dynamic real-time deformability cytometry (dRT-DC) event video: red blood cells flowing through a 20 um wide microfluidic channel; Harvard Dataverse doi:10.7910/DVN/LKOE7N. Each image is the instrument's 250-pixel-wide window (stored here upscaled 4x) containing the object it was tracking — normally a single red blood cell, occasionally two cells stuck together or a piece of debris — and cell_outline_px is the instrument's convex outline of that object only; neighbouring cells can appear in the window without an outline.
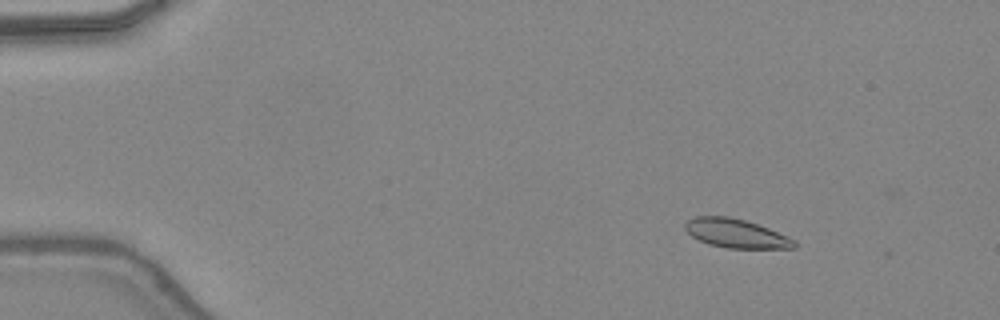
{"species": "common noctule bat (a hibernating species)", "species_latin": "Nyctalus noctula", "temperature_condition": "warm", "stored_images_in_passage": 47, "camera_frame_rate_fps": 3000, "um_per_image_px": 0.085, "animal": {"sex": "female", "body_mass_g": 24.6, "forearm_length_mm": 56.2}, "frame": {"image": 1, "passage_image": 6, "time_ms": 1.667, "image_size_px": [1000, 320], "cell_outline_px": [[796, 248], [728, 248], [708, 244], [692, 236], [684, 228], [684, 224], [688, 220], [696, 216], [728, 216], [744, 220], [768, 228], [788, 236], [796, 240]], "centroid_in_image_um": [62.57, 19.84], "position_along_channel_um": 22.4, "area_um2": 18.26}}
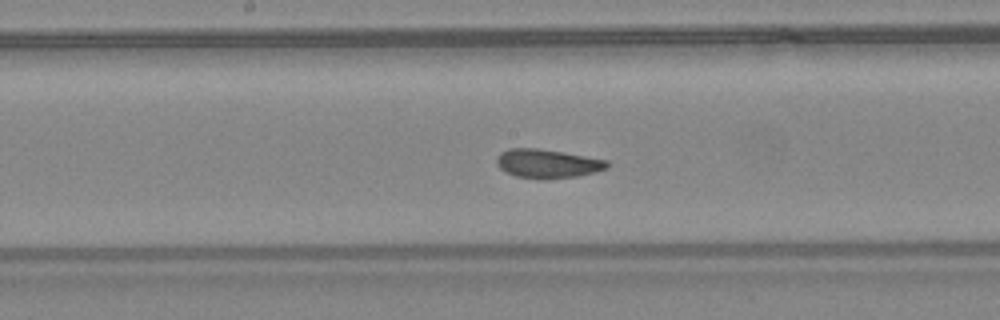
{"frame": {"image": 2, "passage_image": 25, "time_ms": 8.0, "image_size_px": [1000, 320], "cell_outline_px": [[612, 164], [608, 168], [596, 172], [576, 176], [516, 176], [504, 172], [496, 164], [496, 156], [500, 152], [508, 148], [536, 148], [564, 152], [608, 160]], "centroid_in_image_um": [46.54, 13.85], "position_along_channel_um": 201.7, "area_um2": 18.09}}
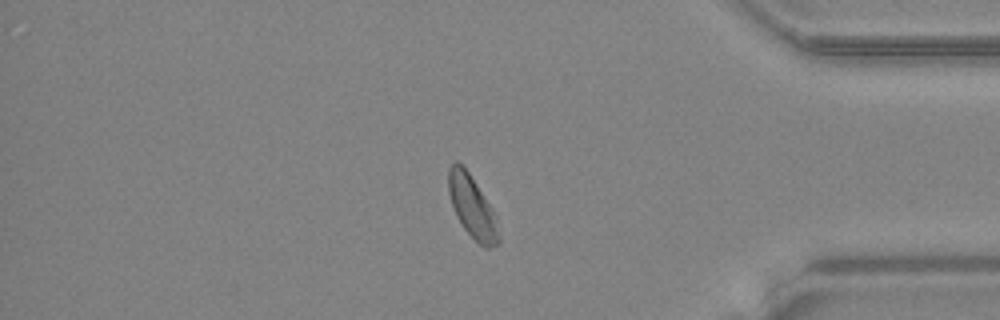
{"frame": {"image": 3, "passage_image": 40, "time_ms": 13.0, "image_size_px": [1000, 320], "cell_outline_px": [[500, 244], [488, 248], [484, 248], [464, 228], [456, 216], [448, 192], [448, 168], [456, 160], [468, 172], [496, 212], [500, 236]], "centroid_in_image_um": [40.17, 17.61], "position_along_channel_um": 395.0, "area_um2": 18.32}, "authors_computed_cell_mechanics": {"area_um2": 18.6694, "velocity_mm_per_s": 4.3768, "shape_relaxation_time_tau1_ms": 5.1232, "shape_relaxation_time_tau2_ms": 1.2407, "deformation_change_tau1": 0.1225, "deformation_change_tau2": 0.0545}}